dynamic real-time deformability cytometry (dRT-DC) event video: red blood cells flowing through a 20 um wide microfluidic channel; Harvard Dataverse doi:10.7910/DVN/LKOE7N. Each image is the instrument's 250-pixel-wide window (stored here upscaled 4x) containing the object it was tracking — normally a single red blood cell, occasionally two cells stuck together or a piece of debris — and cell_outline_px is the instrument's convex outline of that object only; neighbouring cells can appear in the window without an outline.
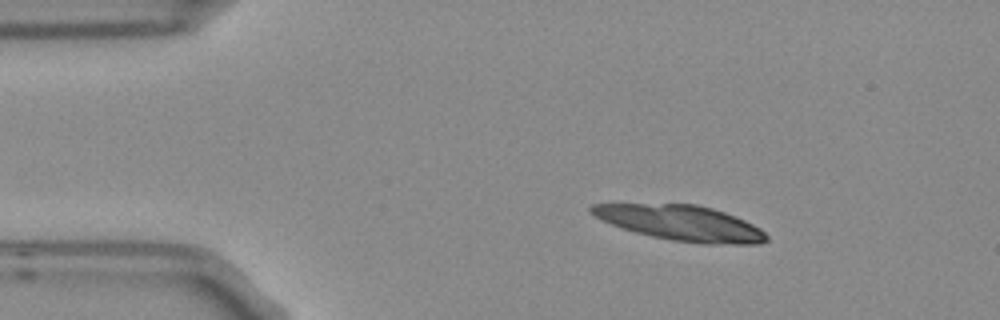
{"species": "Egyptian fruit bat (a non-hibernating species)", "species_latin": "Rousettus aegyptiacus", "temperature_condition": "room temperature", "stored_images_in_passage": 7, "camera_frame_rate_fps": 3000, "um_per_image_px": 0.085, "frame": {"image": 1, "passage_image": 2, "time_ms": 0.333, "image_size_px": [1000, 320], "cell_outline_px": [[768, 240], [760, 244], [704, 244], [672, 240], [652, 236], [636, 232], [600, 220], [588, 212], [588, 208], [592, 204], [696, 204], [712, 208], [724, 212], [744, 220], [760, 228], [768, 236]], "centroid_in_image_um": [57.88, 18.95], "position_along_channel_um": 27.1, "area_um2": 35.84}}